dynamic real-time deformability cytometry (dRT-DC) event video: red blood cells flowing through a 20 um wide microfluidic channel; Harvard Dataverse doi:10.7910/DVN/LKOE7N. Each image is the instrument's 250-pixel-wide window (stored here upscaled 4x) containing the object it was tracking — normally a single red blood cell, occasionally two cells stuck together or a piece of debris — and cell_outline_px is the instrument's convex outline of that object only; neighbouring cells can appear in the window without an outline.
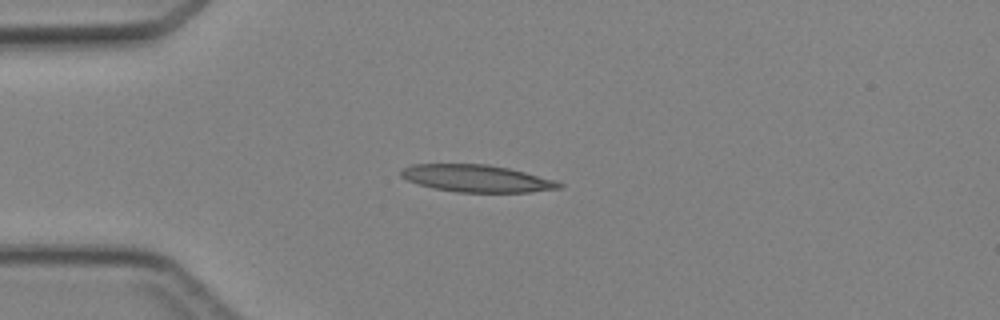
{"species": "Egyptian fruit bat (a non-hibernating species)", "species_latin": "Rousettus aegyptiacus", "temperature_condition": "cold", "stored_images_in_passage": 3, "camera_frame_rate_fps": 3000, "um_per_image_px": 0.085, "animal": {"sex": "female"}, "frame": {"image": 1, "passage_image": 2, "time_ms": 1.0, "image_size_px": [1000, 320], "cell_outline_px": [[564, 184], [560, 188], [532, 192], [456, 192], [432, 188], [408, 180], [400, 176], [400, 168], [412, 164], [488, 164], [508, 168], [556, 180]], "centroid_in_image_um": [40.5, 15.16], "position_along_channel_um": 44.5, "area_um2": 25.09}}